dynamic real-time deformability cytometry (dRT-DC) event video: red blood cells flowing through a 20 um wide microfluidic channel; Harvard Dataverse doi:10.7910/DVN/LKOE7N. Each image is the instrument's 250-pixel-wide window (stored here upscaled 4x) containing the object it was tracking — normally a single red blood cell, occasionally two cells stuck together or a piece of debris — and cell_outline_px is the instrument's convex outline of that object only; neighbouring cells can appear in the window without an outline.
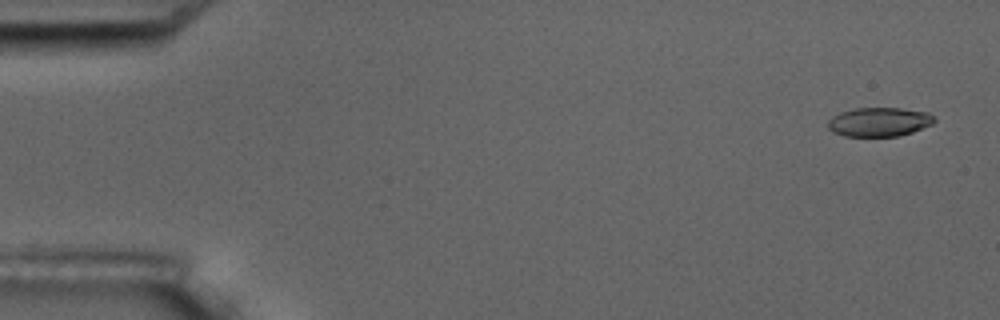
{"species": "common noctule bat (a hibernating species)", "species_latin": "Nyctalus noctula", "temperature_condition": "room temperature", "stored_images_in_passage": 5, "camera_frame_rate_fps": 3000, "um_per_image_px": 0.085, "animal": {"sex": "male", "body_mass_g": 17.5, "forearm_length_mm": 52.3}, "frame": {"image": 1, "passage_image": 1, "time_ms": 0.0, "image_size_px": [1000, 320], "cell_outline_px": [[936, 120], [932, 124], [912, 132], [900, 136], [844, 136], [832, 132], [828, 128], [828, 120], [832, 116], [840, 112], [856, 108], [900, 108], [928, 112]], "centroid_in_image_um": [74.71, 10.36], "position_along_channel_um": 10.3, "area_um2": 18.03}}
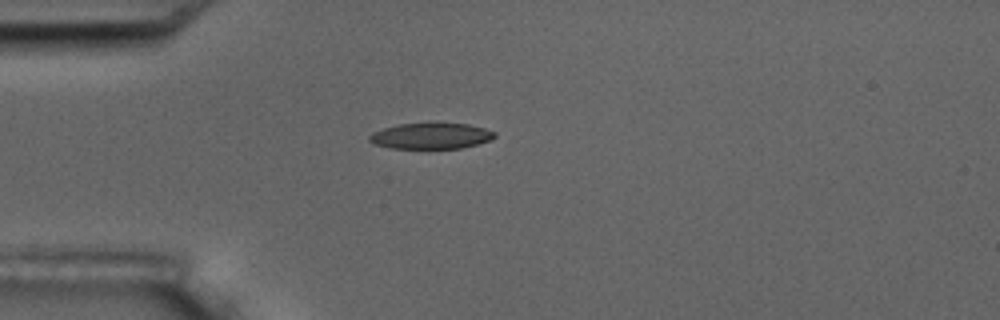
{"frame": {"image": 2, "passage_image": 5, "time_ms": 4.333, "image_size_px": [1000, 320], "cell_outline_px": [[496, 136], [488, 140], [476, 144], [460, 148], [392, 148], [372, 144], [368, 140], [368, 136], [372, 132], [384, 128], [400, 124], [428, 120], [436, 120], [468, 124], [484, 128], [496, 132]], "centroid_in_image_um": [36.6, 11.5], "position_along_channel_um": 48.4, "area_um2": 19.71}}